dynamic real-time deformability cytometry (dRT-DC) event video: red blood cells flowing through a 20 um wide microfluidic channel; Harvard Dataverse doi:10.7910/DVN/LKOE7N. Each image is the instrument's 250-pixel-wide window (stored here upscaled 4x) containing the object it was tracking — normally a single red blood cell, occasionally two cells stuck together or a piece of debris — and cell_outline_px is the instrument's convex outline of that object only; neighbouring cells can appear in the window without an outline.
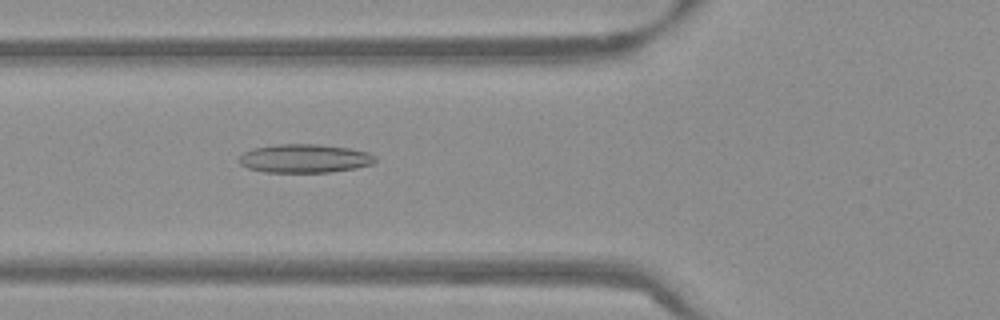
{"species": "Egyptian fruit bat (a non-hibernating species)", "species_latin": "Rousettus aegyptiacus", "temperature_condition": "warm", "stored_images_in_passage": 53, "camera_frame_rate_fps": 3000, "um_per_image_px": 0.085, "frame": {"image": 1, "passage_image": 20, "time_ms": 6.333, "image_size_px": [1000, 320], "cell_outline_px": [[376, 160], [372, 164], [356, 168], [328, 172], [264, 172], [248, 168], [240, 164], [240, 156], [244, 152], [252, 148], [276, 144], [320, 144], [348, 148], [368, 152], [376, 156]], "centroid_in_image_um": [25.89, 13.46], "position_along_channel_um": 99.9, "area_um2": 22.72}}
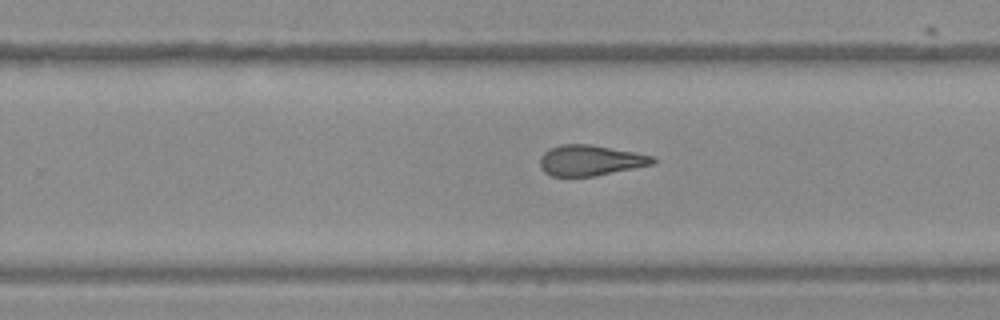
{"frame": {"image": 2, "passage_image": 34, "time_ms": 11.0, "image_size_px": [1000, 320], "cell_outline_px": [[656, 164], [596, 176], [552, 176], [544, 172], [540, 168], [540, 156], [548, 148], [560, 144], [588, 144], [636, 152], [656, 156]], "centroid_in_image_um": [50.2, 13.63], "position_along_channel_um": 279.6, "area_um2": 20.46}}
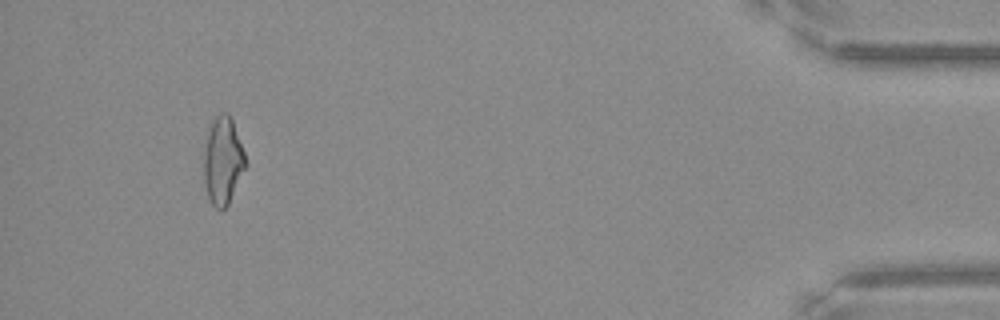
{"frame": {"image": 3, "passage_image": 50, "time_ms": 16.333, "image_size_px": [1000, 320], "cell_outline_px": [[248, 164], [228, 204], [220, 212], [212, 204], [208, 196], [204, 180], [204, 152], [208, 128], [212, 120], [220, 112], [228, 112], [232, 120], [244, 152]], "centroid_in_image_um": [18.95, 13.66], "position_along_channel_um": 416.3, "area_um2": 21.33}, "authors_computed_cell_mechanics": {"area_um2": 21.5016, "velocity_mm_per_s": 3.8425, "shape_relaxation_time_tau1_ms": null, "shape_relaxation_time_tau2_ms": 3.1052, "deformation_change_tau1": null, "deformation_change_tau2": 0.1328}}